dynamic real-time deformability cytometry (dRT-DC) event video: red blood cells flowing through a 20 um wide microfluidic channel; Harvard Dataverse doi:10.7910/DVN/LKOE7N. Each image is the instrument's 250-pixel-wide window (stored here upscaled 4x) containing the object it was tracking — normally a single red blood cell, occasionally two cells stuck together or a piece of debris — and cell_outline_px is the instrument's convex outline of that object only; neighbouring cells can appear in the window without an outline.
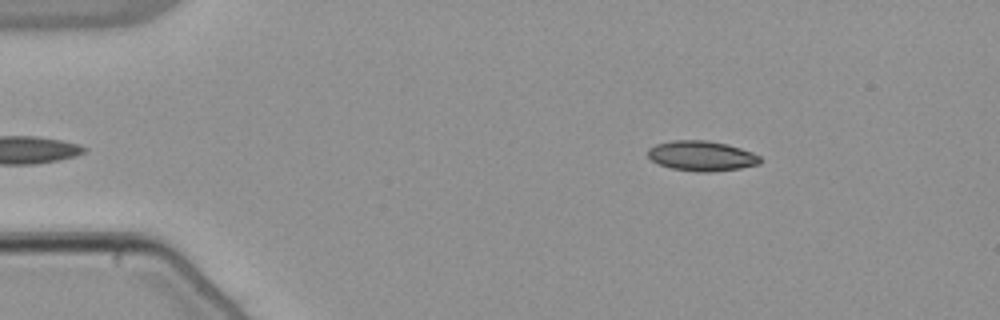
{"species": "common noctule bat (a hibernating species)", "species_latin": "Nyctalus noctula", "temperature_condition": "warm", "stored_images_in_passage": 47, "camera_frame_rate_fps": 3000, "um_per_image_px": 0.085, "animal": {"sex": "male", "body_mass_g": 21.5, "forearm_length_mm": 52.0}, "frame": {"image": 1, "passage_image": 2, "time_ms": 0.333, "image_size_px": [1000, 320], "cell_outline_px": [[760, 164], [740, 168], [712, 172], [700, 172], [672, 168], [660, 164], [652, 160], [648, 156], [648, 148], [656, 144], [672, 140], [708, 140], [728, 144], [752, 152], [760, 156]], "centroid_in_image_um": [59.65, 13.24], "position_along_channel_um": 25.4, "area_um2": 19.65}}
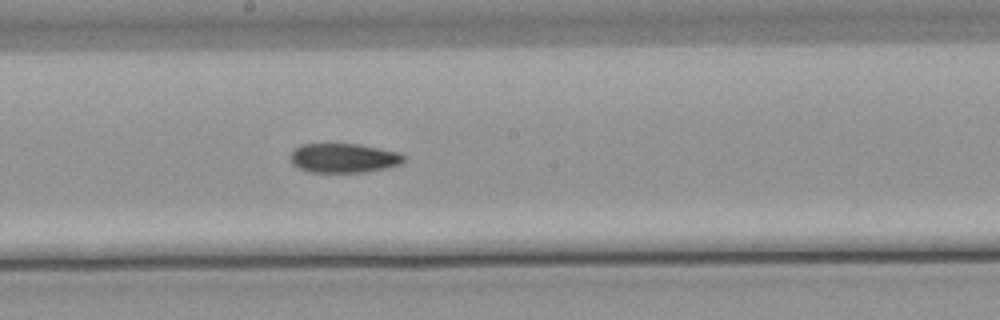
{"frame": {"image": 2, "passage_image": 23, "time_ms": 7.333, "image_size_px": [1000, 320], "cell_outline_px": [[404, 160], [400, 164], [368, 172], [312, 172], [300, 168], [292, 164], [288, 160], [288, 156], [300, 144], [356, 144], [400, 152], [404, 156]], "centroid_in_image_um": [29.18, 13.43], "position_along_channel_um": 219.0, "area_um2": 19.36}}
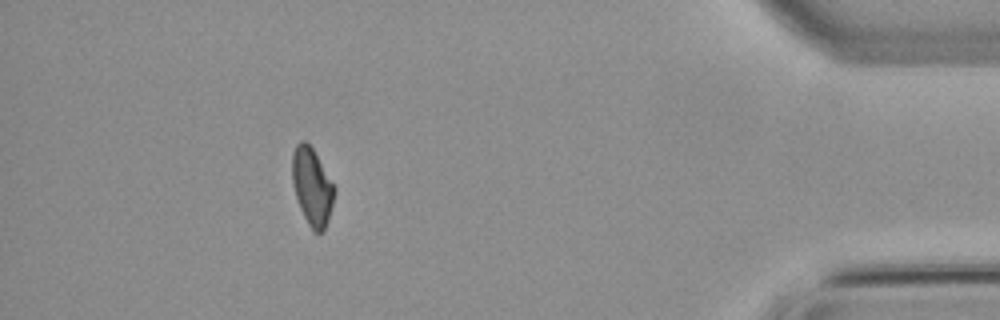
{"frame": {"image": 3, "passage_image": 42, "time_ms": 13.667, "image_size_px": [1000, 320], "cell_outline_px": [[336, 192], [328, 220], [324, 228], [320, 232], [312, 232], [300, 208], [296, 196], [292, 180], [292, 152], [296, 144], [300, 140], [304, 140], [312, 148], [336, 188]], "centroid_in_image_um": [26.52, 15.85], "position_along_channel_um": 408.7, "area_um2": 18.9}, "authors_computed_cell_mechanics": {"area_um2": 19.652, "velocity_mm_per_s": 3.8359, "shape_relaxation_time_tau1_ms": null, "shape_relaxation_time_tau2_ms": 4.9698, "deformation_change_tau1": null, "deformation_change_tau2": 0.0995}}